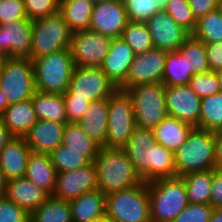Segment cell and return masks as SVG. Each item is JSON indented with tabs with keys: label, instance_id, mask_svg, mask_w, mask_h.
Instances as JSON below:
<instances>
[{
	"label": "cell",
	"instance_id": "1",
	"mask_svg": "<svg viewBox=\"0 0 222 222\" xmlns=\"http://www.w3.org/2000/svg\"><path fill=\"white\" fill-rule=\"evenodd\" d=\"M123 150L144 182L177 176L174 152L156 142L152 129L136 126Z\"/></svg>",
	"mask_w": 222,
	"mask_h": 222
},
{
	"label": "cell",
	"instance_id": "2",
	"mask_svg": "<svg viewBox=\"0 0 222 222\" xmlns=\"http://www.w3.org/2000/svg\"><path fill=\"white\" fill-rule=\"evenodd\" d=\"M93 162L97 171L98 190L105 195L143 182L123 149L100 148Z\"/></svg>",
	"mask_w": 222,
	"mask_h": 222
},
{
	"label": "cell",
	"instance_id": "3",
	"mask_svg": "<svg viewBox=\"0 0 222 222\" xmlns=\"http://www.w3.org/2000/svg\"><path fill=\"white\" fill-rule=\"evenodd\" d=\"M177 176L216 169L215 132L194 127L174 153Z\"/></svg>",
	"mask_w": 222,
	"mask_h": 222
},
{
	"label": "cell",
	"instance_id": "4",
	"mask_svg": "<svg viewBox=\"0 0 222 222\" xmlns=\"http://www.w3.org/2000/svg\"><path fill=\"white\" fill-rule=\"evenodd\" d=\"M152 222H172L189 204L186 186L180 176L148 182Z\"/></svg>",
	"mask_w": 222,
	"mask_h": 222
},
{
	"label": "cell",
	"instance_id": "5",
	"mask_svg": "<svg viewBox=\"0 0 222 222\" xmlns=\"http://www.w3.org/2000/svg\"><path fill=\"white\" fill-rule=\"evenodd\" d=\"M37 91L63 95L75 67L70 49H63L32 60Z\"/></svg>",
	"mask_w": 222,
	"mask_h": 222
},
{
	"label": "cell",
	"instance_id": "6",
	"mask_svg": "<svg viewBox=\"0 0 222 222\" xmlns=\"http://www.w3.org/2000/svg\"><path fill=\"white\" fill-rule=\"evenodd\" d=\"M105 216L114 222H152L148 182L107 194Z\"/></svg>",
	"mask_w": 222,
	"mask_h": 222
},
{
	"label": "cell",
	"instance_id": "7",
	"mask_svg": "<svg viewBox=\"0 0 222 222\" xmlns=\"http://www.w3.org/2000/svg\"><path fill=\"white\" fill-rule=\"evenodd\" d=\"M163 83L142 84L125 89L132 100L135 124L154 129L168 116Z\"/></svg>",
	"mask_w": 222,
	"mask_h": 222
},
{
	"label": "cell",
	"instance_id": "8",
	"mask_svg": "<svg viewBox=\"0 0 222 222\" xmlns=\"http://www.w3.org/2000/svg\"><path fill=\"white\" fill-rule=\"evenodd\" d=\"M71 34L60 11L32 20L31 60L68 49Z\"/></svg>",
	"mask_w": 222,
	"mask_h": 222
},
{
	"label": "cell",
	"instance_id": "9",
	"mask_svg": "<svg viewBox=\"0 0 222 222\" xmlns=\"http://www.w3.org/2000/svg\"><path fill=\"white\" fill-rule=\"evenodd\" d=\"M0 88L9 105L30 99L36 91L32 60L28 57L3 58Z\"/></svg>",
	"mask_w": 222,
	"mask_h": 222
},
{
	"label": "cell",
	"instance_id": "10",
	"mask_svg": "<svg viewBox=\"0 0 222 222\" xmlns=\"http://www.w3.org/2000/svg\"><path fill=\"white\" fill-rule=\"evenodd\" d=\"M135 127L132 100L125 90L117 89L108 98L106 148L123 149Z\"/></svg>",
	"mask_w": 222,
	"mask_h": 222
},
{
	"label": "cell",
	"instance_id": "11",
	"mask_svg": "<svg viewBox=\"0 0 222 222\" xmlns=\"http://www.w3.org/2000/svg\"><path fill=\"white\" fill-rule=\"evenodd\" d=\"M117 89L101 67L75 66L67 91L74 98L93 102L108 99Z\"/></svg>",
	"mask_w": 222,
	"mask_h": 222
},
{
	"label": "cell",
	"instance_id": "12",
	"mask_svg": "<svg viewBox=\"0 0 222 222\" xmlns=\"http://www.w3.org/2000/svg\"><path fill=\"white\" fill-rule=\"evenodd\" d=\"M112 38L92 30L72 32L69 49L75 66L101 67Z\"/></svg>",
	"mask_w": 222,
	"mask_h": 222
},
{
	"label": "cell",
	"instance_id": "13",
	"mask_svg": "<svg viewBox=\"0 0 222 222\" xmlns=\"http://www.w3.org/2000/svg\"><path fill=\"white\" fill-rule=\"evenodd\" d=\"M167 51L152 48L138 54L130 65L126 83L120 88L125 90L142 84L162 83Z\"/></svg>",
	"mask_w": 222,
	"mask_h": 222
},
{
	"label": "cell",
	"instance_id": "14",
	"mask_svg": "<svg viewBox=\"0 0 222 222\" xmlns=\"http://www.w3.org/2000/svg\"><path fill=\"white\" fill-rule=\"evenodd\" d=\"M128 21L122 0H105L94 4L89 30L118 38Z\"/></svg>",
	"mask_w": 222,
	"mask_h": 222
},
{
	"label": "cell",
	"instance_id": "15",
	"mask_svg": "<svg viewBox=\"0 0 222 222\" xmlns=\"http://www.w3.org/2000/svg\"><path fill=\"white\" fill-rule=\"evenodd\" d=\"M165 102L168 116L198 127L201 98L189 85L166 87Z\"/></svg>",
	"mask_w": 222,
	"mask_h": 222
},
{
	"label": "cell",
	"instance_id": "16",
	"mask_svg": "<svg viewBox=\"0 0 222 222\" xmlns=\"http://www.w3.org/2000/svg\"><path fill=\"white\" fill-rule=\"evenodd\" d=\"M96 189H98L97 171L94 162H91L77 170L58 172L53 196L70 201Z\"/></svg>",
	"mask_w": 222,
	"mask_h": 222
},
{
	"label": "cell",
	"instance_id": "17",
	"mask_svg": "<svg viewBox=\"0 0 222 222\" xmlns=\"http://www.w3.org/2000/svg\"><path fill=\"white\" fill-rule=\"evenodd\" d=\"M145 23L151 34L154 48L167 52L179 50V47L191 35L164 10L154 14Z\"/></svg>",
	"mask_w": 222,
	"mask_h": 222
},
{
	"label": "cell",
	"instance_id": "18",
	"mask_svg": "<svg viewBox=\"0 0 222 222\" xmlns=\"http://www.w3.org/2000/svg\"><path fill=\"white\" fill-rule=\"evenodd\" d=\"M1 59L28 57L31 59L32 20L18 19L0 25Z\"/></svg>",
	"mask_w": 222,
	"mask_h": 222
},
{
	"label": "cell",
	"instance_id": "19",
	"mask_svg": "<svg viewBox=\"0 0 222 222\" xmlns=\"http://www.w3.org/2000/svg\"><path fill=\"white\" fill-rule=\"evenodd\" d=\"M135 57L132 48L121 37L112 38L101 69L118 89L126 83L130 65Z\"/></svg>",
	"mask_w": 222,
	"mask_h": 222
},
{
	"label": "cell",
	"instance_id": "20",
	"mask_svg": "<svg viewBox=\"0 0 222 222\" xmlns=\"http://www.w3.org/2000/svg\"><path fill=\"white\" fill-rule=\"evenodd\" d=\"M65 125L50 120H38L24 139L32 152L49 155L62 144Z\"/></svg>",
	"mask_w": 222,
	"mask_h": 222
},
{
	"label": "cell",
	"instance_id": "21",
	"mask_svg": "<svg viewBox=\"0 0 222 222\" xmlns=\"http://www.w3.org/2000/svg\"><path fill=\"white\" fill-rule=\"evenodd\" d=\"M32 150L24 138L12 137L0 152V167L7 180L25 176Z\"/></svg>",
	"mask_w": 222,
	"mask_h": 222
},
{
	"label": "cell",
	"instance_id": "22",
	"mask_svg": "<svg viewBox=\"0 0 222 222\" xmlns=\"http://www.w3.org/2000/svg\"><path fill=\"white\" fill-rule=\"evenodd\" d=\"M50 195L42 188L29 181L27 178L8 180L5 197L31 214Z\"/></svg>",
	"mask_w": 222,
	"mask_h": 222
},
{
	"label": "cell",
	"instance_id": "23",
	"mask_svg": "<svg viewBox=\"0 0 222 222\" xmlns=\"http://www.w3.org/2000/svg\"><path fill=\"white\" fill-rule=\"evenodd\" d=\"M0 121L12 137L24 138L29 129L38 121L32 99L10 104L0 114Z\"/></svg>",
	"mask_w": 222,
	"mask_h": 222
},
{
	"label": "cell",
	"instance_id": "24",
	"mask_svg": "<svg viewBox=\"0 0 222 222\" xmlns=\"http://www.w3.org/2000/svg\"><path fill=\"white\" fill-rule=\"evenodd\" d=\"M78 124L94 143L106 148L108 99L91 102Z\"/></svg>",
	"mask_w": 222,
	"mask_h": 222
},
{
	"label": "cell",
	"instance_id": "25",
	"mask_svg": "<svg viewBox=\"0 0 222 222\" xmlns=\"http://www.w3.org/2000/svg\"><path fill=\"white\" fill-rule=\"evenodd\" d=\"M73 222H92L105 216L106 195L96 189L70 200Z\"/></svg>",
	"mask_w": 222,
	"mask_h": 222
},
{
	"label": "cell",
	"instance_id": "26",
	"mask_svg": "<svg viewBox=\"0 0 222 222\" xmlns=\"http://www.w3.org/2000/svg\"><path fill=\"white\" fill-rule=\"evenodd\" d=\"M25 178L53 195L56 188L57 171L48 154L34 153L28 157Z\"/></svg>",
	"mask_w": 222,
	"mask_h": 222
},
{
	"label": "cell",
	"instance_id": "27",
	"mask_svg": "<svg viewBox=\"0 0 222 222\" xmlns=\"http://www.w3.org/2000/svg\"><path fill=\"white\" fill-rule=\"evenodd\" d=\"M193 128L188 123L167 116L153 129V133L158 144L175 153L184 144Z\"/></svg>",
	"mask_w": 222,
	"mask_h": 222
},
{
	"label": "cell",
	"instance_id": "28",
	"mask_svg": "<svg viewBox=\"0 0 222 222\" xmlns=\"http://www.w3.org/2000/svg\"><path fill=\"white\" fill-rule=\"evenodd\" d=\"M31 99L38 120L67 124L63 95L36 90Z\"/></svg>",
	"mask_w": 222,
	"mask_h": 222
},
{
	"label": "cell",
	"instance_id": "29",
	"mask_svg": "<svg viewBox=\"0 0 222 222\" xmlns=\"http://www.w3.org/2000/svg\"><path fill=\"white\" fill-rule=\"evenodd\" d=\"M94 3L89 0H60L59 11L71 32L87 30Z\"/></svg>",
	"mask_w": 222,
	"mask_h": 222
},
{
	"label": "cell",
	"instance_id": "30",
	"mask_svg": "<svg viewBox=\"0 0 222 222\" xmlns=\"http://www.w3.org/2000/svg\"><path fill=\"white\" fill-rule=\"evenodd\" d=\"M193 76L189 71L188 59L179 50L168 51L162 83L165 87L189 85Z\"/></svg>",
	"mask_w": 222,
	"mask_h": 222
},
{
	"label": "cell",
	"instance_id": "31",
	"mask_svg": "<svg viewBox=\"0 0 222 222\" xmlns=\"http://www.w3.org/2000/svg\"><path fill=\"white\" fill-rule=\"evenodd\" d=\"M30 222H73L69 201L50 195L30 214Z\"/></svg>",
	"mask_w": 222,
	"mask_h": 222
},
{
	"label": "cell",
	"instance_id": "32",
	"mask_svg": "<svg viewBox=\"0 0 222 222\" xmlns=\"http://www.w3.org/2000/svg\"><path fill=\"white\" fill-rule=\"evenodd\" d=\"M186 186L188 202L191 204H209L213 170L191 172L181 176Z\"/></svg>",
	"mask_w": 222,
	"mask_h": 222
},
{
	"label": "cell",
	"instance_id": "33",
	"mask_svg": "<svg viewBox=\"0 0 222 222\" xmlns=\"http://www.w3.org/2000/svg\"><path fill=\"white\" fill-rule=\"evenodd\" d=\"M62 145L70 150L84 151L91 162L95 160L100 147L94 143L82 130L78 123H67L63 132Z\"/></svg>",
	"mask_w": 222,
	"mask_h": 222
},
{
	"label": "cell",
	"instance_id": "34",
	"mask_svg": "<svg viewBox=\"0 0 222 222\" xmlns=\"http://www.w3.org/2000/svg\"><path fill=\"white\" fill-rule=\"evenodd\" d=\"M191 35L203 43L222 42V9L219 7L199 18Z\"/></svg>",
	"mask_w": 222,
	"mask_h": 222
},
{
	"label": "cell",
	"instance_id": "35",
	"mask_svg": "<svg viewBox=\"0 0 222 222\" xmlns=\"http://www.w3.org/2000/svg\"><path fill=\"white\" fill-rule=\"evenodd\" d=\"M197 128L213 132L222 129V92L201 99Z\"/></svg>",
	"mask_w": 222,
	"mask_h": 222
},
{
	"label": "cell",
	"instance_id": "36",
	"mask_svg": "<svg viewBox=\"0 0 222 222\" xmlns=\"http://www.w3.org/2000/svg\"><path fill=\"white\" fill-rule=\"evenodd\" d=\"M121 38L132 48L136 55L154 48L151 34L145 22L128 21Z\"/></svg>",
	"mask_w": 222,
	"mask_h": 222
},
{
	"label": "cell",
	"instance_id": "37",
	"mask_svg": "<svg viewBox=\"0 0 222 222\" xmlns=\"http://www.w3.org/2000/svg\"><path fill=\"white\" fill-rule=\"evenodd\" d=\"M181 54L188 59L189 71L199 74L210 71L205 44L190 35L179 47Z\"/></svg>",
	"mask_w": 222,
	"mask_h": 222
},
{
	"label": "cell",
	"instance_id": "38",
	"mask_svg": "<svg viewBox=\"0 0 222 222\" xmlns=\"http://www.w3.org/2000/svg\"><path fill=\"white\" fill-rule=\"evenodd\" d=\"M49 156L57 173L77 170L91 163V161L84 156V151L70 150L62 144L53 150Z\"/></svg>",
	"mask_w": 222,
	"mask_h": 222
},
{
	"label": "cell",
	"instance_id": "39",
	"mask_svg": "<svg viewBox=\"0 0 222 222\" xmlns=\"http://www.w3.org/2000/svg\"><path fill=\"white\" fill-rule=\"evenodd\" d=\"M128 20L146 22L154 14L163 10L156 0H122Z\"/></svg>",
	"mask_w": 222,
	"mask_h": 222
},
{
	"label": "cell",
	"instance_id": "40",
	"mask_svg": "<svg viewBox=\"0 0 222 222\" xmlns=\"http://www.w3.org/2000/svg\"><path fill=\"white\" fill-rule=\"evenodd\" d=\"M163 10L190 34L194 31L196 20L192 14L188 0H169Z\"/></svg>",
	"mask_w": 222,
	"mask_h": 222
},
{
	"label": "cell",
	"instance_id": "41",
	"mask_svg": "<svg viewBox=\"0 0 222 222\" xmlns=\"http://www.w3.org/2000/svg\"><path fill=\"white\" fill-rule=\"evenodd\" d=\"M189 87L201 99L221 92L217 74L215 71L211 70L204 73L194 74L190 79Z\"/></svg>",
	"mask_w": 222,
	"mask_h": 222
},
{
	"label": "cell",
	"instance_id": "42",
	"mask_svg": "<svg viewBox=\"0 0 222 222\" xmlns=\"http://www.w3.org/2000/svg\"><path fill=\"white\" fill-rule=\"evenodd\" d=\"M29 20L52 15L59 11L60 0H23Z\"/></svg>",
	"mask_w": 222,
	"mask_h": 222
},
{
	"label": "cell",
	"instance_id": "43",
	"mask_svg": "<svg viewBox=\"0 0 222 222\" xmlns=\"http://www.w3.org/2000/svg\"><path fill=\"white\" fill-rule=\"evenodd\" d=\"M213 209L210 204L189 203L172 222H210Z\"/></svg>",
	"mask_w": 222,
	"mask_h": 222
},
{
	"label": "cell",
	"instance_id": "44",
	"mask_svg": "<svg viewBox=\"0 0 222 222\" xmlns=\"http://www.w3.org/2000/svg\"><path fill=\"white\" fill-rule=\"evenodd\" d=\"M0 222H30V214L5 196L0 197Z\"/></svg>",
	"mask_w": 222,
	"mask_h": 222
},
{
	"label": "cell",
	"instance_id": "45",
	"mask_svg": "<svg viewBox=\"0 0 222 222\" xmlns=\"http://www.w3.org/2000/svg\"><path fill=\"white\" fill-rule=\"evenodd\" d=\"M63 99L67 123H78L88 110L91 102L86 101L85 98H74L68 91L63 94Z\"/></svg>",
	"mask_w": 222,
	"mask_h": 222
},
{
	"label": "cell",
	"instance_id": "46",
	"mask_svg": "<svg viewBox=\"0 0 222 222\" xmlns=\"http://www.w3.org/2000/svg\"><path fill=\"white\" fill-rule=\"evenodd\" d=\"M18 19H28L23 0H2L0 6V25Z\"/></svg>",
	"mask_w": 222,
	"mask_h": 222
},
{
	"label": "cell",
	"instance_id": "47",
	"mask_svg": "<svg viewBox=\"0 0 222 222\" xmlns=\"http://www.w3.org/2000/svg\"><path fill=\"white\" fill-rule=\"evenodd\" d=\"M188 3L196 21L220 7V0H188Z\"/></svg>",
	"mask_w": 222,
	"mask_h": 222
},
{
	"label": "cell",
	"instance_id": "48",
	"mask_svg": "<svg viewBox=\"0 0 222 222\" xmlns=\"http://www.w3.org/2000/svg\"><path fill=\"white\" fill-rule=\"evenodd\" d=\"M211 71L222 69V42L204 43Z\"/></svg>",
	"mask_w": 222,
	"mask_h": 222
},
{
	"label": "cell",
	"instance_id": "49",
	"mask_svg": "<svg viewBox=\"0 0 222 222\" xmlns=\"http://www.w3.org/2000/svg\"><path fill=\"white\" fill-rule=\"evenodd\" d=\"M209 204L213 208H222V170L220 169H213Z\"/></svg>",
	"mask_w": 222,
	"mask_h": 222
},
{
	"label": "cell",
	"instance_id": "50",
	"mask_svg": "<svg viewBox=\"0 0 222 222\" xmlns=\"http://www.w3.org/2000/svg\"><path fill=\"white\" fill-rule=\"evenodd\" d=\"M216 169L222 170V129L215 131Z\"/></svg>",
	"mask_w": 222,
	"mask_h": 222
},
{
	"label": "cell",
	"instance_id": "51",
	"mask_svg": "<svg viewBox=\"0 0 222 222\" xmlns=\"http://www.w3.org/2000/svg\"><path fill=\"white\" fill-rule=\"evenodd\" d=\"M11 138L12 136L9 133L8 129L0 121V152Z\"/></svg>",
	"mask_w": 222,
	"mask_h": 222
},
{
	"label": "cell",
	"instance_id": "52",
	"mask_svg": "<svg viewBox=\"0 0 222 222\" xmlns=\"http://www.w3.org/2000/svg\"><path fill=\"white\" fill-rule=\"evenodd\" d=\"M8 180L6 179L1 167H0V197L5 196L6 186Z\"/></svg>",
	"mask_w": 222,
	"mask_h": 222
},
{
	"label": "cell",
	"instance_id": "53",
	"mask_svg": "<svg viewBox=\"0 0 222 222\" xmlns=\"http://www.w3.org/2000/svg\"><path fill=\"white\" fill-rule=\"evenodd\" d=\"M210 222H222V208L213 209Z\"/></svg>",
	"mask_w": 222,
	"mask_h": 222
},
{
	"label": "cell",
	"instance_id": "54",
	"mask_svg": "<svg viewBox=\"0 0 222 222\" xmlns=\"http://www.w3.org/2000/svg\"><path fill=\"white\" fill-rule=\"evenodd\" d=\"M9 106L6 97L1 91L0 88V114Z\"/></svg>",
	"mask_w": 222,
	"mask_h": 222
},
{
	"label": "cell",
	"instance_id": "55",
	"mask_svg": "<svg viewBox=\"0 0 222 222\" xmlns=\"http://www.w3.org/2000/svg\"><path fill=\"white\" fill-rule=\"evenodd\" d=\"M217 74L218 82L220 84V90L222 92V69L215 71Z\"/></svg>",
	"mask_w": 222,
	"mask_h": 222
},
{
	"label": "cell",
	"instance_id": "56",
	"mask_svg": "<svg viewBox=\"0 0 222 222\" xmlns=\"http://www.w3.org/2000/svg\"><path fill=\"white\" fill-rule=\"evenodd\" d=\"M92 222H114V221L112 219L104 216V217H102V218H100L98 220L92 221Z\"/></svg>",
	"mask_w": 222,
	"mask_h": 222
},
{
	"label": "cell",
	"instance_id": "57",
	"mask_svg": "<svg viewBox=\"0 0 222 222\" xmlns=\"http://www.w3.org/2000/svg\"><path fill=\"white\" fill-rule=\"evenodd\" d=\"M169 0H156L158 4L164 9V7L167 5Z\"/></svg>",
	"mask_w": 222,
	"mask_h": 222
},
{
	"label": "cell",
	"instance_id": "58",
	"mask_svg": "<svg viewBox=\"0 0 222 222\" xmlns=\"http://www.w3.org/2000/svg\"><path fill=\"white\" fill-rule=\"evenodd\" d=\"M89 1H91L92 3H98V2H101V1H105V0H89Z\"/></svg>",
	"mask_w": 222,
	"mask_h": 222
},
{
	"label": "cell",
	"instance_id": "59",
	"mask_svg": "<svg viewBox=\"0 0 222 222\" xmlns=\"http://www.w3.org/2000/svg\"><path fill=\"white\" fill-rule=\"evenodd\" d=\"M0 58H1V31H0Z\"/></svg>",
	"mask_w": 222,
	"mask_h": 222
},
{
	"label": "cell",
	"instance_id": "60",
	"mask_svg": "<svg viewBox=\"0 0 222 222\" xmlns=\"http://www.w3.org/2000/svg\"><path fill=\"white\" fill-rule=\"evenodd\" d=\"M3 59L0 58V72H1V65H2Z\"/></svg>",
	"mask_w": 222,
	"mask_h": 222
},
{
	"label": "cell",
	"instance_id": "61",
	"mask_svg": "<svg viewBox=\"0 0 222 222\" xmlns=\"http://www.w3.org/2000/svg\"><path fill=\"white\" fill-rule=\"evenodd\" d=\"M220 8L222 9V0H220Z\"/></svg>",
	"mask_w": 222,
	"mask_h": 222
}]
</instances>
